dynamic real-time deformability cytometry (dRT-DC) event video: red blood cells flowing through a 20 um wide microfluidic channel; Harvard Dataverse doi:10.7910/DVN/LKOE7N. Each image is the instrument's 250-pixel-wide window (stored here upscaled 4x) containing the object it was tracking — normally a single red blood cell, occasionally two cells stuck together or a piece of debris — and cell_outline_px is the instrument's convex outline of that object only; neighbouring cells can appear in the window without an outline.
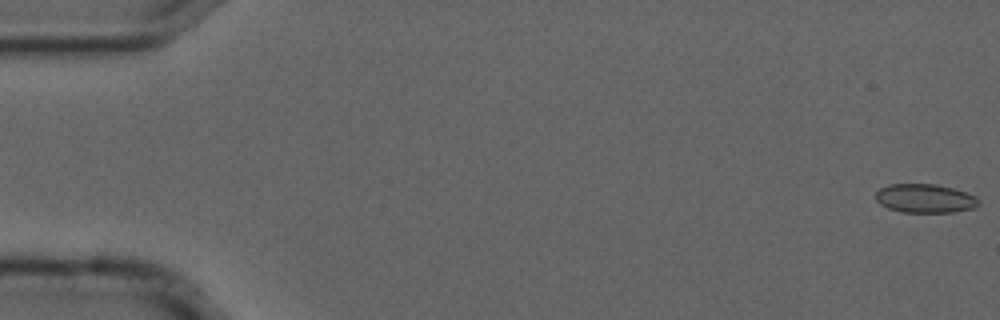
{"species": "common noctule bat (a hibernating species)", "species_latin": "Nyctalus noctula", "temperature_condition": "cold", "stored_images_in_passage": 55, "camera_frame_rate_fps": 3000, "um_per_image_px": 0.085, "animal": {"sex": "male", "forearm_length_mm": 52.5}, "frame": {"image": 1, "passage_image": 1, "time_ms": 0.0, "image_size_px": [1000, 320], "cell_outline_px": [[980, 204], [972, 208], [952, 212], [900, 212], [888, 208], [880, 204], [876, 200], [876, 192], [880, 188], [888, 184], [936, 184], [952, 188], [976, 196], [980, 200]], "centroid_in_image_um": [78.61, 16.86], "position_along_channel_um": 6.4, "area_um2": 17.28}}
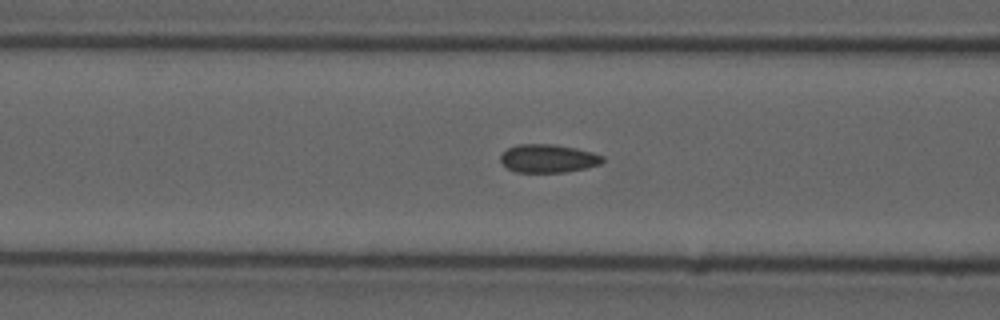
{"frame": {"image": 2, "passage_image": 22, "time_ms": 7.0, "image_size_px": [1000, 320], "cell_outline_px": [[604, 160], [600, 164], [588, 168], [564, 172], [516, 172], [508, 168], [500, 160], [500, 156], [508, 148], [516, 144], [556, 144], [576, 148], [592, 152], [604, 156]], "centroid_in_image_um": [46.62, 13.46], "position_along_channel_um": 120.0, "area_um2": 16.88}}
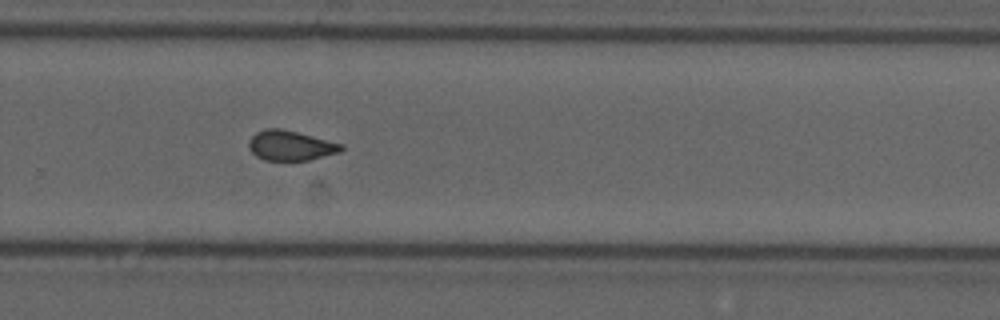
{"frame": {"image": 3, "passage_image": 37, "time_ms": 12.0, "image_size_px": [1000, 320], "cell_outline_px": [[344, 148], [340, 152], [308, 160], [264, 160], [256, 156], [252, 152], [248, 144], [248, 140], [256, 132], [264, 128], [280, 128], [344, 144]], "centroid_in_image_um": [24.68, 12.37], "position_along_channel_um": 305.1, "area_um2": 16.07}, "authors_computed_cell_mechanics": {"area_um2": 16.5886, "velocity_mm_per_s": 3.7119, "shape_relaxation_time_tau1_ms": null, "shape_relaxation_time_tau2_ms": 1.6835, "deformation_change_tau1": null, "deformation_change_tau2": 0.0622}}